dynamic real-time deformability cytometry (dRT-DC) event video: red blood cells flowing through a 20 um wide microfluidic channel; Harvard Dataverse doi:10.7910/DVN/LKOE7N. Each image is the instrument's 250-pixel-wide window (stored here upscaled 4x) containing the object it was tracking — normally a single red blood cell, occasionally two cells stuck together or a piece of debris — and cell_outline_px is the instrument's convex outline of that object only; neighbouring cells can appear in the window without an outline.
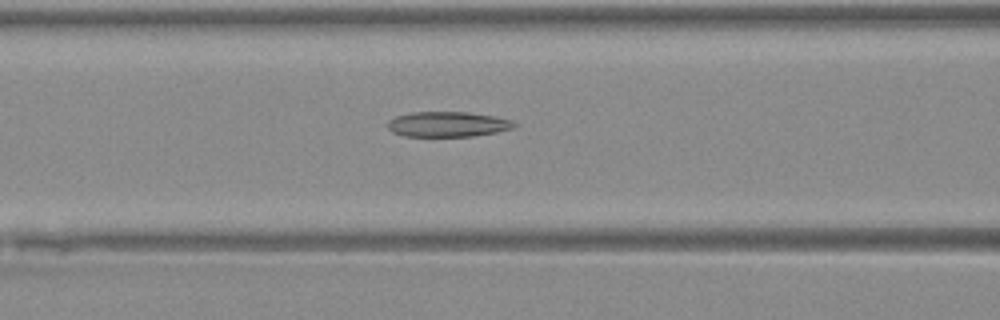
{"species": "Egyptian fruit bat (a non-hibernating species)", "species_latin": "Rousettus aegyptiacus", "temperature_condition": "warm", "stored_images_in_passage": 28, "camera_frame_rate_fps": 3000, "um_per_image_px": 0.085, "animal": {"sex": "female"}, "frame": {"image": 1, "passage_image": 8, "time_ms": 2.333, "image_size_px": [1000, 320], "cell_outline_px": [[520, 124], [516, 128], [496, 132], [472, 136], [404, 136], [392, 132], [388, 128], [388, 120], [396, 116], [412, 112], [468, 112], [496, 116], [512, 120]], "centroid_in_image_um": [38.11, 10.55], "position_along_channel_um": 128.5, "area_um2": 18.79}}
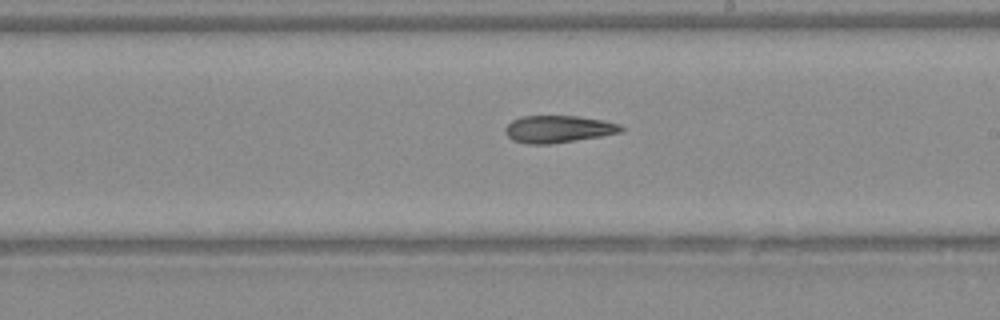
{"frame": {"image": 2, "passage_image": 16, "time_ms": 5.0, "image_size_px": [1000, 320], "cell_outline_px": [[624, 132], [600, 136], [548, 144], [528, 144], [512, 140], [504, 132], [504, 128], [512, 120], [520, 116], [576, 116], [600, 120], [620, 124], [624, 128]], "centroid_in_image_um": [47.42, 10.97], "position_along_channel_um": 241.6, "area_um2": 18.26}}
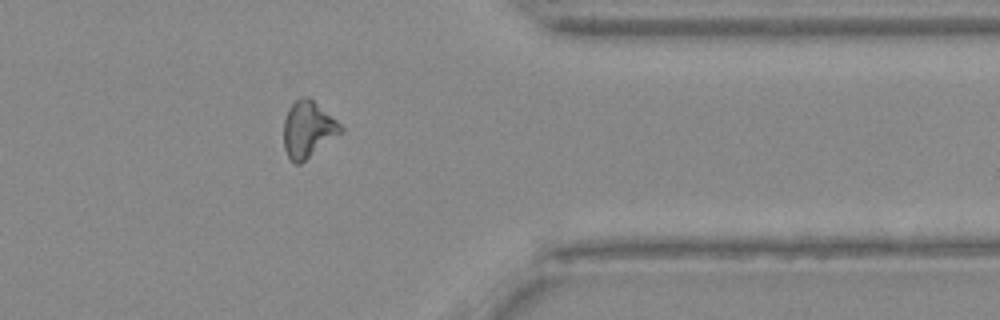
{"frame": {"image": 3, "passage_image": 27, "time_ms": 8.667, "image_size_px": [1000, 320], "cell_outline_px": [[344, 132], [300, 164], [296, 164], [288, 156], [284, 148], [284, 120], [288, 108], [300, 96], [308, 96], [336, 120], [344, 128]], "centroid_in_image_um": [26.19, 11.0], "position_along_channel_um": 385.2, "area_um2": 18.73}}